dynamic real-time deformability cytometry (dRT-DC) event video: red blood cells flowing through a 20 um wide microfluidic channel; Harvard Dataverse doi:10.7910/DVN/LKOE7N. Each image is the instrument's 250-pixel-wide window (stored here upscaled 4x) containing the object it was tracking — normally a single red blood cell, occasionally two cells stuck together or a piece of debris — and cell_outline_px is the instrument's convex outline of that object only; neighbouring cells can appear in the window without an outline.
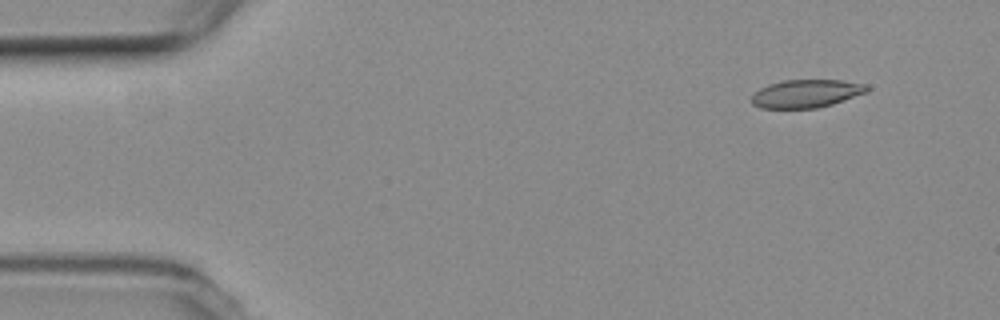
{"species": "common noctule bat (a hibernating species)", "species_latin": "Nyctalus noctula", "temperature_condition": "room temperature", "stored_images_in_passage": 4, "camera_frame_rate_fps": 3000, "um_per_image_px": 0.085, "animal": {"sex": "female", "body_mass_g": 19.3, "forearm_length_mm": 54.1}, "frame": {"image": 1, "passage_image": 1, "time_ms": 0.0, "image_size_px": [1000, 320], "cell_outline_px": [[868, 92], [832, 104], [816, 108], [760, 108], [752, 104], [752, 92], [768, 84], [784, 80], [840, 80], [868, 84]], "centroid_in_image_um": [68.52, 7.95], "position_along_channel_um": 16.5, "area_um2": 18.96}}
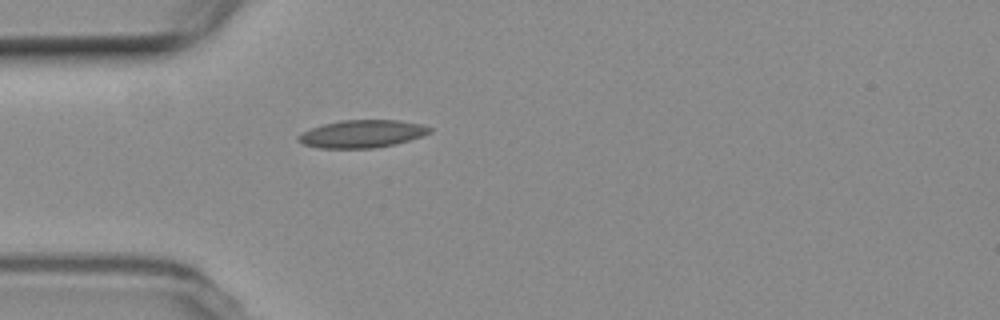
{"frame": {"image": 2, "passage_image": 4, "time_ms": 3.667, "image_size_px": [1000, 320], "cell_outline_px": [[432, 132], [408, 140], [392, 144], [372, 148], [320, 148], [304, 144], [296, 140], [296, 136], [312, 128], [324, 124], [340, 120], [400, 120], [420, 124], [432, 128]], "centroid_in_image_um": [30.75, 11.37], "position_along_channel_um": 54.2, "area_um2": 20.92}}